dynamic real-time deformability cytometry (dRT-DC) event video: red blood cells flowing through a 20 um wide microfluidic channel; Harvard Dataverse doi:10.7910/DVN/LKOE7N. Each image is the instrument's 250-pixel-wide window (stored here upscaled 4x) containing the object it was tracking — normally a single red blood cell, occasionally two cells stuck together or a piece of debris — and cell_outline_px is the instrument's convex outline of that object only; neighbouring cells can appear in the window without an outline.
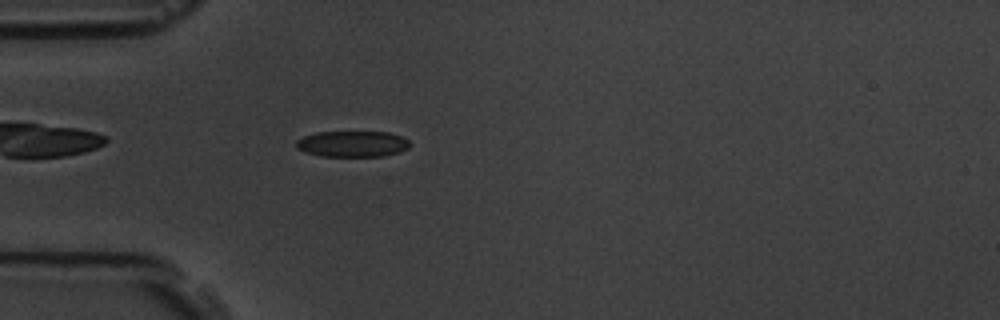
{"species": "common noctule bat (a hibernating species)", "species_latin": "Nyctalus noctula", "temperature_condition": "room temperature", "stored_images_in_passage": 1, "camera_frame_rate_fps": 3000, "um_per_image_px": 0.085, "animal": {"sex": "male", "body_mass_g": 19.5, "forearm_length_mm": 54.6}, "frame": {"image": 1, "passage_image": 1, "time_ms": 0.0, "image_size_px": [1000, 320], "cell_outline_px": [[408, 148], [400, 152], [384, 156], [320, 156], [304, 152], [296, 148], [296, 140], [304, 136], [316, 132], [388, 132], [400, 136], [408, 140]], "centroid_in_image_um": [29.92, 12.23], "position_along_channel_um": 55.1, "area_um2": 17.22}}